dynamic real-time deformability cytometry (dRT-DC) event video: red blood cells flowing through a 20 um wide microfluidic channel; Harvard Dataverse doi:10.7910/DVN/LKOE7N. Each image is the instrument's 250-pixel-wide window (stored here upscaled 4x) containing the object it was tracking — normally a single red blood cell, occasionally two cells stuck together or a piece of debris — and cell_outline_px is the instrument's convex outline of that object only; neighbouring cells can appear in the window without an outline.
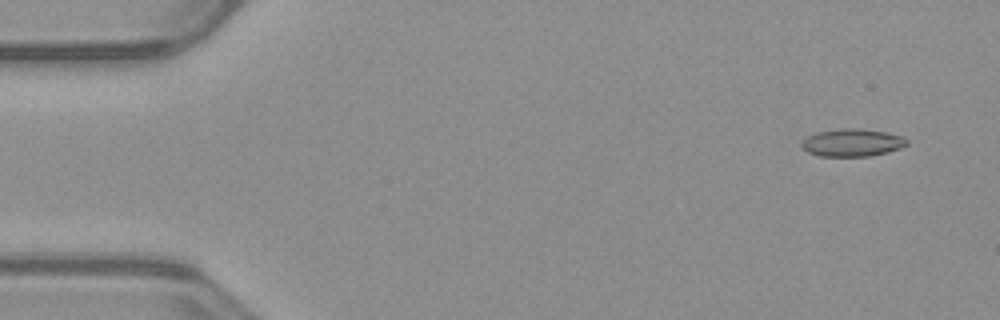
{"species": "common noctule bat (a hibernating species)", "species_latin": "Nyctalus noctula", "temperature_condition": "warm", "stored_images_in_passage": 27, "camera_frame_rate_fps": 3000, "um_per_image_px": 0.085, "animal": {"sex": "male", "body_mass_g": 23.1, "forearm_length_mm": 52.7}, "frame": {"image": 1, "passage_image": 4, "time_ms": 1.0, "image_size_px": [1000, 320], "cell_outline_px": [[908, 144], [900, 148], [888, 152], [872, 156], [820, 156], [808, 152], [800, 144], [808, 136], [816, 132], [844, 128], [860, 128], [884, 132], [904, 136], [908, 140]], "centroid_in_image_um": [72.47, 12.12], "position_along_channel_um": 12.5, "area_um2": 16.94}}
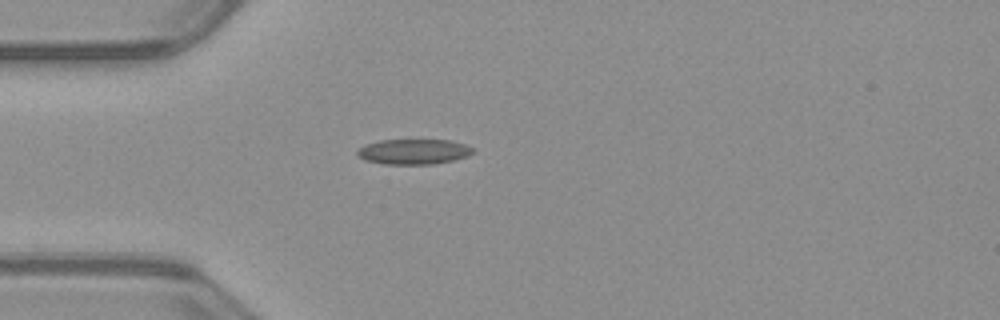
{"frame": {"image": 2, "passage_image": 15, "time_ms": 4.667, "image_size_px": [1000, 320], "cell_outline_px": [[476, 152], [468, 156], [452, 160], [432, 164], [384, 164], [364, 160], [356, 156], [356, 152], [364, 144], [380, 140], [452, 140], [464, 144], [472, 148]], "centroid_in_image_um": [35.14, 12.89], "position_along_channel_um": 49.9, "area_um2": 17.11}}